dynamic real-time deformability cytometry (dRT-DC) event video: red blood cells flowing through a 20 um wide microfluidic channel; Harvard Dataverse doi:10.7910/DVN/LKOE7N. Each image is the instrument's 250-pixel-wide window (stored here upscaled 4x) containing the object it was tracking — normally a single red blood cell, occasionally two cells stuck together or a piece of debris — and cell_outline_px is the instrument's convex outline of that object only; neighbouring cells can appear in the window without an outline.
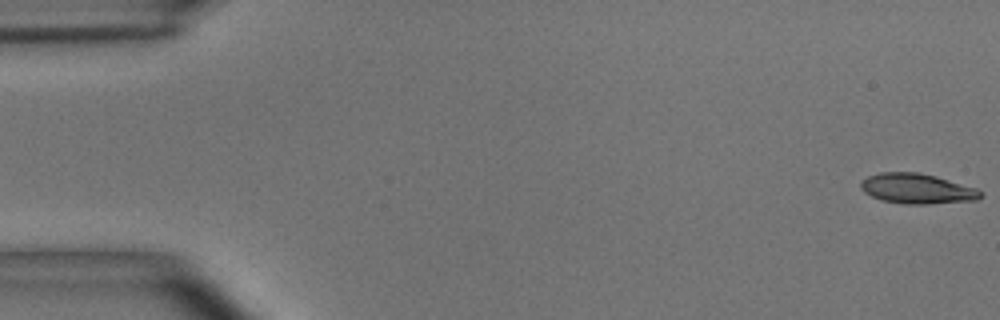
{"species": "common noctule bat (a hibernating species)", "species_latin": "Nyctalus noctula", "temperature_condition": "room temperature", "stored_images_in_passage": 54, "camera_frame_rate_fps": 3000, "um_per_image_px": 0.085, "animal": {"sex": "male", "body_mass_g": 15.6}, "frame": {"image": 1, "passage_image": 1, "time_ms": 0.0, "image_size_px": [1000, 320], "cell_outline_px": [[980, 196], [976, 200], [928, 204], [904, 204], [880, 200], [864, 192], [860, 188], [860, 180], [868, 176], [880, 172], [920, 172], [936, 176], [976, 188], [980, 192]], "centroid_in_image_um": [77.88, 16.03], "position_along_channel_um": 7.1, "area_um2": 21.04}}
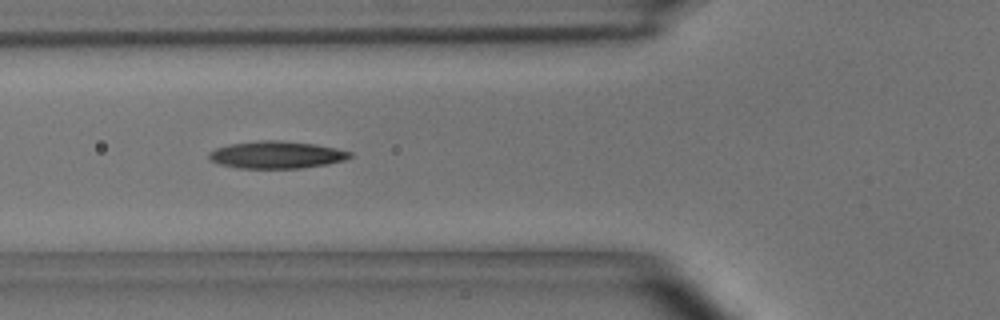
{"frame": {"image": 2, "passage_image": 20, "time_ms": 6.333, "image_size_px": [1000, 320], "cell_outline_px": [[352, 156], [344, 160], [328, 164], [300, 168], [236, 168], [220, 164], [208, 160], [208, 152], [216, 148], [228, 144], [260, 140], [280, 140], [312, 144], [336, 148], [352, 152]], "centroid_in_image_um": [23.46, 13.16], "position_along_channel_um": 102.3, "area_um2": 22.48}}
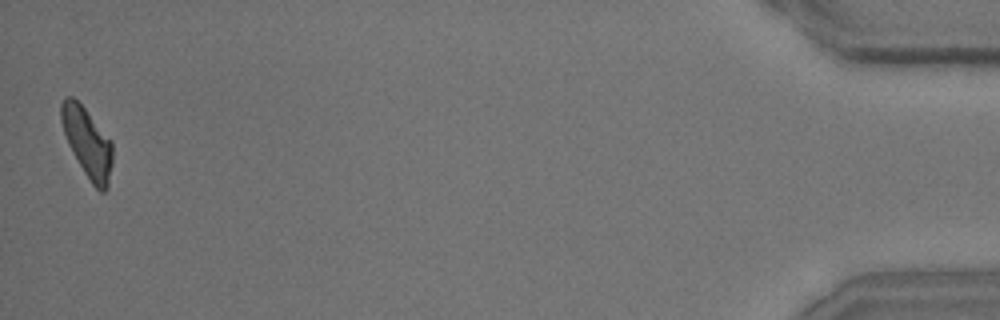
{"frame": {"image": 3, "passage_image": 54, "time_ms": 17.667, "image_size_px": [1000, 320], "cell_outline_px": [[112, 164], [108, 188], [104, 192], [100, 192], [92, 184], [84, 172], [68, 144], [60, 120], [60, 104], [64, 96], [72, 96], [84, 108], [112, 140]], "centroid_in_image_um": [7.42, 12.11], "position_along_channel_um": 427.8, "area_um2": 20.81}, "authors_computed_cell_mechanics": {"area_um2": 21.2415, "velocity_mm_per_s": 3.6676, "shape_relaxation_time_tau1_ms": 4.7005, "shape_relaxation_time_tau2_ms": 2.8703, "deformation_change_tau1": 0.1776, "deformation_change_tau2": 0.1074}}